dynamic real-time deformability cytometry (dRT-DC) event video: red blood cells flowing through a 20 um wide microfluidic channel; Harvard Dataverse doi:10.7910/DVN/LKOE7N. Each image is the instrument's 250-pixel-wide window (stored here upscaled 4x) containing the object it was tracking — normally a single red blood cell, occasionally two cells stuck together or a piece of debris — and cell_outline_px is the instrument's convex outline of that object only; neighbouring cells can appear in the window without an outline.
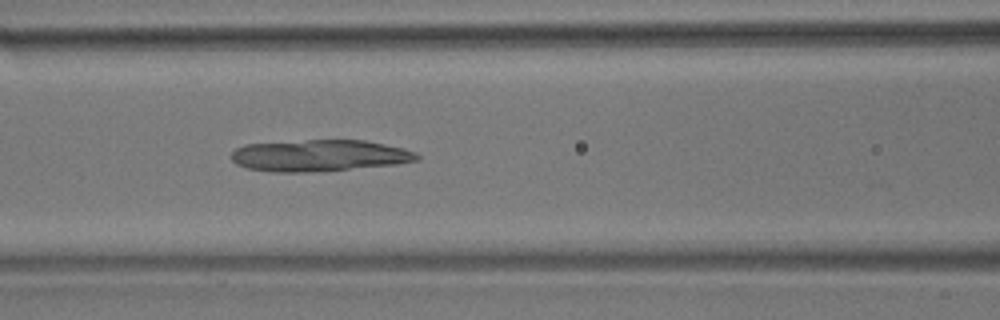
{"species": "common noctule bat (a hibernating species)", "species_latin": "Nyctalus noctula", "temperature_condition": "room temperature", "stored_images_in_passage": 5, "camera_frame_rate_fps": 3000, "um_per_image_px": 0.085, "animal": {"sex": "male", "body_mass_g": 17.9}, "frame": {"image": 1, "passage_image": 5, "time_ms": 5.667, "image_size_px": [1000, 320], "cell_outline_px": [[420, 160], [396, 164], [308, 172], [272, 172], [248, 168], [236, 164], [232, 160], [232, 152], [236, 148], [244, 144], [308, 140], [364, 140], [404, 148], [416, 152], [420, 156]], "centroid_in_image_um": [27.15, 13.21], "position_along_channel_um": 139.5, "area_um2": 34.04}}